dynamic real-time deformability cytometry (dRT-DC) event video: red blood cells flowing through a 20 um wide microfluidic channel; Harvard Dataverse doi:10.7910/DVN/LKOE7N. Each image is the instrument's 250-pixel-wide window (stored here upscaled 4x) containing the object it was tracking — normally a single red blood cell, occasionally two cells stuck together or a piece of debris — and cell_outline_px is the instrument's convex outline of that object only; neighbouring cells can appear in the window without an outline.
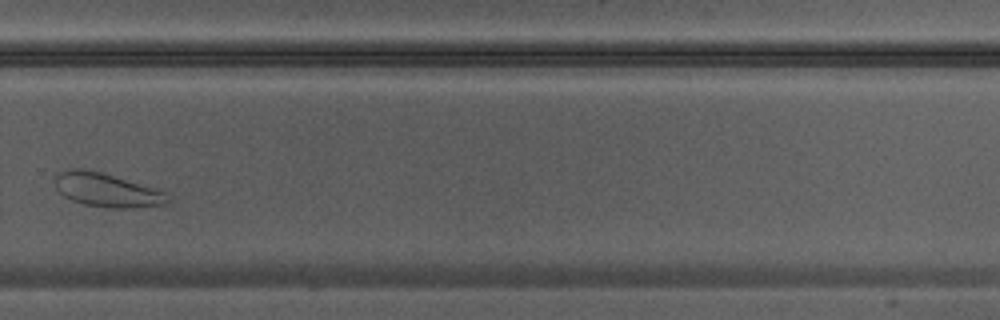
{"species": "Egyptian fruit bat (a non-hibernating species)", "species_latin": "Rousettus aegyptiacus", "temperature_condition": "warm", "stored_images_in_passage": 22, "camera_frame_rate_fps": 3000, "um_per_image_px": 0.085, "animal": {"sex": "male"}, "frame": {"image": 1, "passage_image": 13, "time_ms": 4.0, "image_size_px": [1000, 320], "cell_outline_px": [[168, 200], [164, 204], [132, 208], [108, 208], [84, 204], [72, 200], [64, 196], [56, 188], [56, 176], [60, 172], [72, 168], [80, 168], [100, 172], [168, 192]], "centroid_in_image_um": [9.08, 16.16], "position_along_channel_um": 320.7, "area_um2": 21.85}}
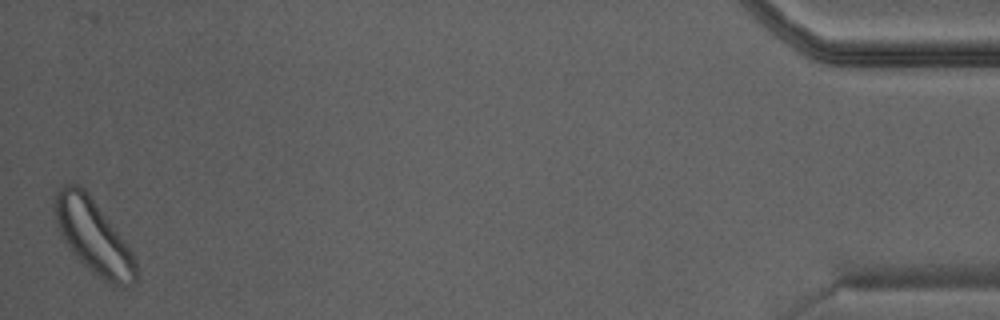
{"frame": {"image": 2, "passage_image": 22, "time_ms": 7.0, "image_size_px": [1000, 320], "cell_outline_px": [[140, 280], [128, 288], [120, 288], [108, 284], [92, 272], [72, 252], [64, 240], [56, 224], [52, 204], [56, 192], [60, 184], [76, 184], [84, 188], [88, 192], [124, 240], [132, 252], [136, 264]], "centroid_in_image_um": [7.95, 20.14], "position_along_channel_um": 427.2, "area_um2": 35.49}}